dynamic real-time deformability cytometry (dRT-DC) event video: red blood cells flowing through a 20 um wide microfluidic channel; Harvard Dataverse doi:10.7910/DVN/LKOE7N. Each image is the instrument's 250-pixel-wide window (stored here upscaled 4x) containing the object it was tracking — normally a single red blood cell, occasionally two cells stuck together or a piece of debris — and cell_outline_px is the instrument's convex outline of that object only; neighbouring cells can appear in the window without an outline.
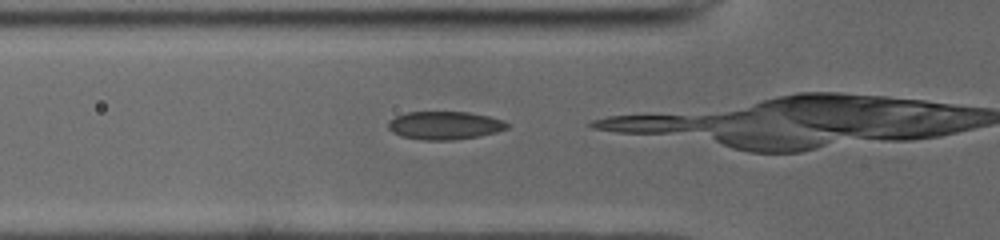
{"species": "common noctule bat (a hibernating species)", "species_latin": "Nyctalus noctula", "temperature_condition": "cold", "stored_images_in_passage": 14, "camera_frame_rate_fps": 3000, "um_per_image_px": 0.085, "animal": {"sex": "male", "body_mass_g": 19.0, "forearm_length_mm": 50.8}, "frame": {"image": 1, "passage_image": 12, "time_ms": 3.667, "image_size_px": [1000, 240], "cell_outline_px": [[508, 128], [496, 132], [480, 136], [452, 140], [424, 140], [400, 136], [392, 132], [388, 128], [388, 120], [396, 116], [408, 112], [468, 112], [488, 116], [504, 120], [508, 124]], "centroid_in_image_um": [37.78, 10.66], "position_along_channel_um": 88.0, "area_um2": 19.54}}